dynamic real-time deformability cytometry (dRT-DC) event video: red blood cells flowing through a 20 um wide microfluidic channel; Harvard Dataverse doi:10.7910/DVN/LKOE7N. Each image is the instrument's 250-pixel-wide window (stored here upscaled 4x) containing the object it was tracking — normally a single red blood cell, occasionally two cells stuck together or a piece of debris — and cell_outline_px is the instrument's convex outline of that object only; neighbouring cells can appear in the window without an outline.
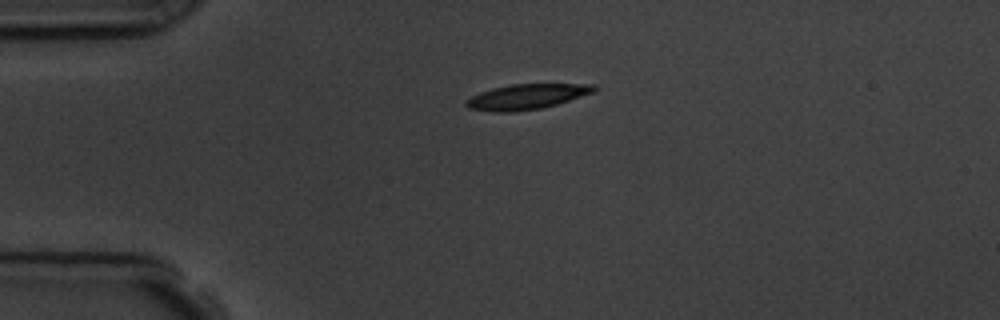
{"species": "common noctule bat (a hibernating species)", "species_latin": "Nyctalus noctula", "temperature_condition": "room temperature", "stored_images_in_passage": 2, "camera_frame_rate_fps": 3000, "um_per_image_px": 0.085, "animal": {"sex": "male", "body_mass_g": 19.5, "forearm_length_mm": 54.6}, "frame": {"image": 1, "passage_image": 1, "time_ms": 0.0, "image_size_px": [1000, 320], "cell_outline_px": [[600, 88], [596, 92], [556, 104], [540, 108], [512, 112], [492, 112], [468, 108], [464, 104], [472, 96], [480, 92], [492, 88], [512, 84], [596, 84]], "centroid_in_image_um": [44.81, 8.21], "position_along_channel_um": 40.2, "area_um2": 18.84}}